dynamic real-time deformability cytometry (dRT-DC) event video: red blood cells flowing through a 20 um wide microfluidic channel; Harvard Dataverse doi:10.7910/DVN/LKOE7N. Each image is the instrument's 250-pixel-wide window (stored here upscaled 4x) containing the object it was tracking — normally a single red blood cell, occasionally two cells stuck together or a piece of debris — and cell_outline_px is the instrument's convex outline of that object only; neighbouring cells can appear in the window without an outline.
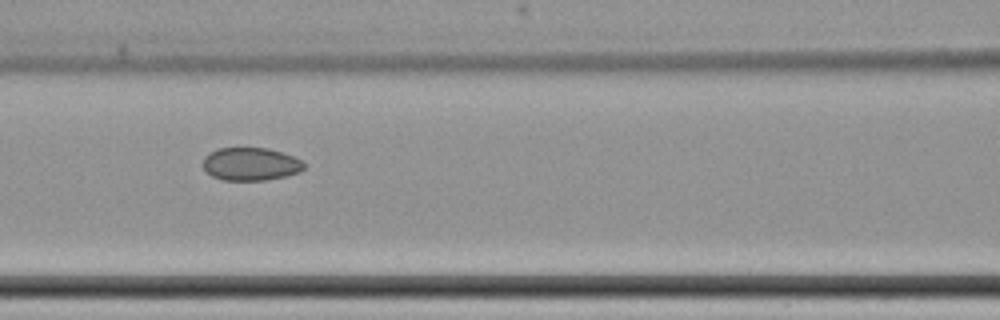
{"species": "common noctule bat (a hibernating species)", "species_latin": "Nyctalus noctula", "temperature_condition": "cold", "stored_images_in_passage": 13, "camera_frame_rate_fps": 3000, "um_per_image_px": 0.085, "animal": {"sex": "female", "body_mass_g": 22.7, "forearm_length_mm": 54.2}, "frame": {"image": 1, "passage_image": 8, "time_ms": 9.333, "image_size_px": [1000, 320], "cell_outline_px": [[304, 168], [300, 172], [284, 176], [264, 180], [224, 180], [212, 176], [204, 168], [204, 156], [208, 152], [220, 148], [268, 148], [292, 156], [300, 160], [304, 164]], "centroid_in_image_um": [21.29, 13.94], "position_along_channel_um": 145.3, "area_um2": 19.19}}
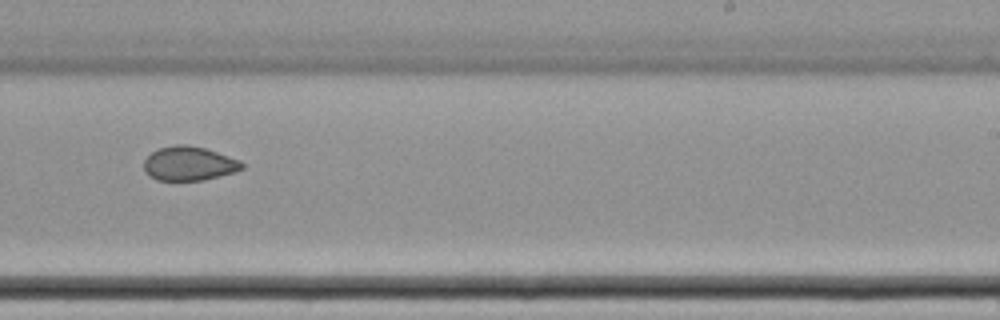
{"frame": {"image": 2, "passage_image": 11, "time_ms": 13.0, "image_size_px": [1000, 320], "cell_outline_px": [[244, 168], [236, 172], [204, 180], [156, 180], [148, 176], [144, 172], [144, 160], [152, 152], [160, 148], [176, 144], [184, 144], [204, 148], [240, 160], [244, 164]], "centroid_in_image_um": [16.06, 13.91], "position_along_channel_um": 272.9, "area_um2": 19.54}}
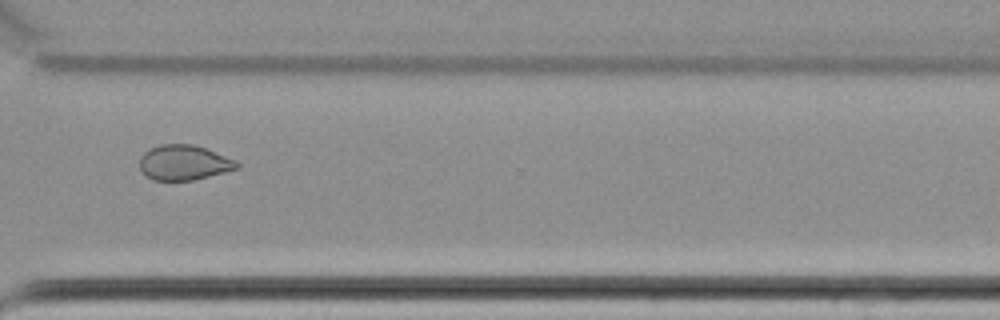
{"frame": {"image": 3, "passage_image": 13, "time_ms": 15.333, "image_size_px": [1000, 320], "cell_outline_px": [[240, 168], [192, 180], [152, 180], [140, 168], [140, 156], [144, 152], [160, 144], [192, 144], [208, 148], [236, 160], [240, 164]], "centroid_in_image_um": [15.67, 13.8], "position_along_channel_um": 354.9, "area_um2": 19.88}}